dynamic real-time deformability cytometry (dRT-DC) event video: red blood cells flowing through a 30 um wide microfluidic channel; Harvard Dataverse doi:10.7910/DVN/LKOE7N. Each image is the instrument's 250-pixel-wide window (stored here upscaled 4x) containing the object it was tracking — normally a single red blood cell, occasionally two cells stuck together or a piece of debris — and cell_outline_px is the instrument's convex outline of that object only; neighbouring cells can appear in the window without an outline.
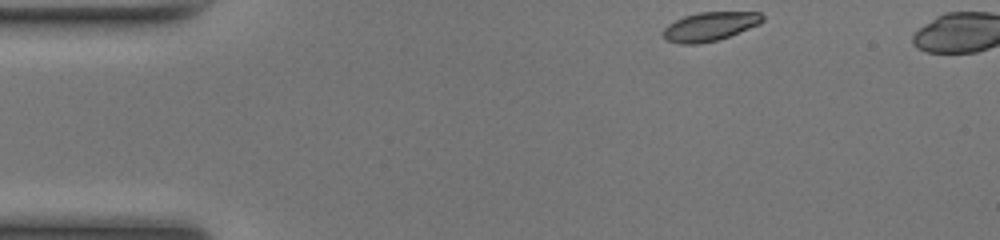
{"species": "common noctule bat (a hibernating species)", "species_latin": "Nyctalus noctula", "temperature_condition": "room temperature", "stored_images_in_passage": 39, "camera_frame_rate_fps": 3000, "um_per_image_px": 0.085, "animal": {"sex": "female", "body_mass_g": 17.0, "forearm_length_mm": 48.0}, "frame": {"image": 1, "passage_image": 1, "time_ms": 0.0, "image_size_px": [1000, 240], "cell_outline_px": [[764, 20], [760, 24], [728, 36], [716, 40], [696, 44], [680, 44], [668, 40], [660, 32], [668, 24], [684, 16], [700, 12], [760, 12], [764, 16]], "centroid_in_image_um": [60.33, 2.24], "position_along_channel_um": 24.7, "area_um2": 16.59}}
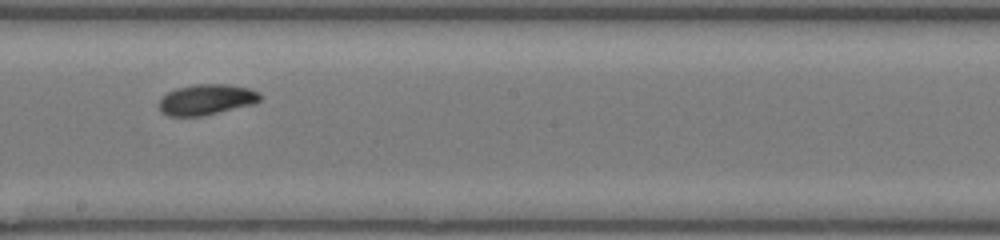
{"frame": {"image": 2, "passage_image": 21, "time_ms": 6.667, "image_size_px": [1000, 240], "cell_outline_px": [[260, 100], [252, 104], [200, 116], [168, 116], [160, 112], [160, 96], [176, 88], [192, 84], [228, 84], [248, 88], [260, 92]], "centroid_in_image_um": [17.5, 8.45], "position_along_channel_um": 230.7, "area_um2": 17.98}}
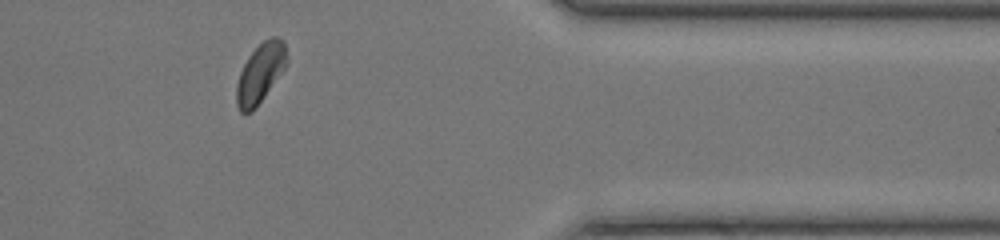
{"frame": {"image": 3, "passage_image": 34, "time_ms": 11.0, "image_size_px": [1000, 240], "cell_outline_px": [[288, 60], [284, 68], [256, 108], [252, 112], [240, 112], [236, 104], [236, 84], [240, 72], [248, 56], [264, 40], [272, 36], [276, 36], [284, 44], [288, 56]], "centroid_in_image_um": [22.11, 6.23], "position_along_channel_um": 389.3, "area_um2": 17.17}, "authors_computed_cell_mechanics": {"area_um2": 17.6868, "velocity_mm_per_s": 4.1908, "shape_relaxation_time_tau1_ms": 2.2666, "shape_relaxation_time_tau2_ms": 1.82, "deformation_change_tau1": 0.0882, "deformation_change_tau2": 0.051}}